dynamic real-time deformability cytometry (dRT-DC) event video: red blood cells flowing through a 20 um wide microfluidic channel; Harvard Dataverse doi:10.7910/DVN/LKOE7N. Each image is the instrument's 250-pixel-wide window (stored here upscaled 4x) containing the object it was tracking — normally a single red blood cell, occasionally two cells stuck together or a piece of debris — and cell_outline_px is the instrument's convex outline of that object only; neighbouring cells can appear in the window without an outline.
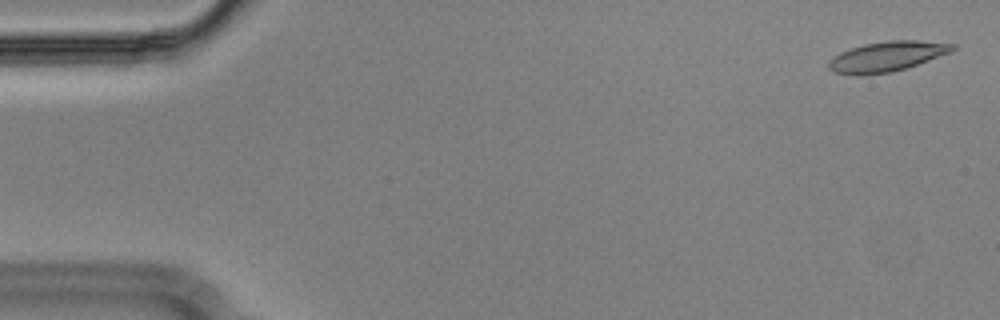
{"species": "Egyptian fruit bat (a non-hibernating species)", "species_latin": "Rousettus aegyptiacus", "temperature_condition": "cold", "stored_images_in_passage": 55, "camera_frame_rate_fps": 3000, "um_per_image_px": 0.085, "animal": {"sex": "male"}, "frame": {"image": 1, "passage_image": 2, "time_ms": 0.333, "image_size_px": [1000, 320], "cell_outline_px": [[956, 48], [952, 52], [892, 72], [836, 72], [828, 68], [828, 60], [840, 52], [864, 44], [888, 40], [920, 40], [956, 44]], "centroid_in_image_um": [75.47, 4.74], "position_along_channel_um": 9.5, "area_um2": 20.87}}
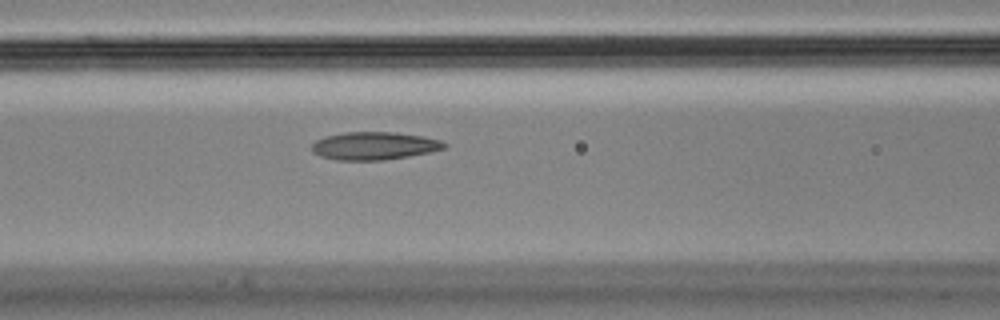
{"frame": {"image": 2, "passage_image": 23, "time_ms": 7.333, "image_size_px": [1000, 320], "cell_outline_px": [[448, 148], [408, 156], [384, 160], [336, 160], [320, 156], [312, 152], [312, 144], [316, 140], [324, 136], [344, 132], [396, 132], [424, 136], [440, 140], [448, 144]], "centroid_in_image_um": [31.81, 12.39], "position_along_channel_um": 134.8, "area_um2": 21.68}}
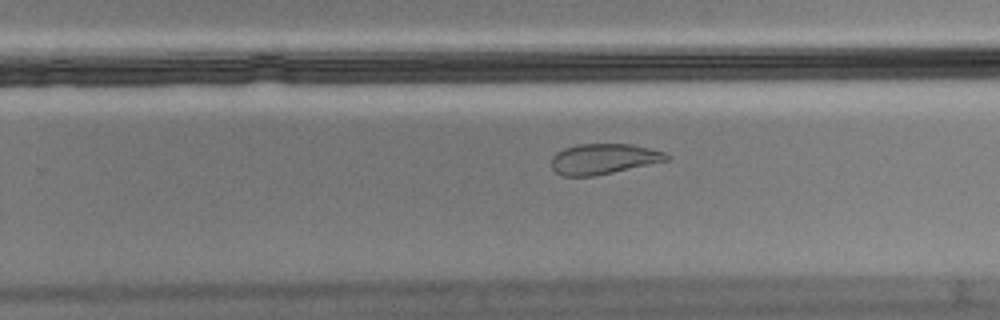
{"frame": {"image": 3, "passage_image": 35, "time_ms": 11.333, "image_size_px": [1000, 320], "cell_outline_px": [[672, 160], [596, 176], [564, 176], [556, 172], [552, 168], [552, 156], [556, 152], [564, 148], [576, 144], [632, 144], [664, 152], [672, 156]], "centroid_in_image_um": [51.35, 13.51], "position_along_channel_um": 278.5, "area_um2": 20.75}, "authors_computed_cell_mechanics": {"area_um2": 21.675, "velocity_mm_per_s": 3.5965, "shape_relaxation_time_tau1_ms": null, "shape_relaxation_time_tau2_ms": 1.7028, "deformation_change_tau1": null, "deformation_change_tau2": 0.0786}}